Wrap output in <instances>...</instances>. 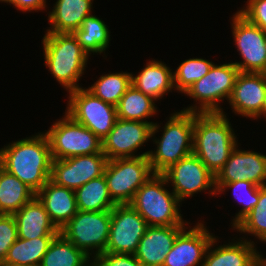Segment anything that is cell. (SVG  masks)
I'll return each instance as SVG.
<instances>
[{
    "label": "cell",
    "instance_id": "277c9868",
    "mask_svg": "<svg viewBox=\"0 0 266 266\" xmlns=\"http://www.w3.org/2000/svg\"><path fill=\"white\" fill-rule=\"evenodd\" d=\"M165 184L168 182L162 174H152L136 191L130 205L148 226H185L178 210L180 200L164 188Z\"/></svg>",
    "mask_w": 266,
    "mask_h": 266
},
{
    "label": "cell",
    "instance_id": "8fae6325",
    "mask_svg": "<svg viewBox=\"0 0 266 266\" xmlns=\"http://www.w3.org/2000/svg\"><path fill=\"white\" fill-rule=\"evenodd\" d=\"M158 128L159 124L153 122L117 118L112 130L102 139V152L108 160L148 156L149 151L138 156L134 153L158 132Z\"/></svg>",
    "mask_w": 266,
    "mask_h": 266
},
{
    "label": "cell",
    "instance_id": "ffe728a7",
    "mask_svg": "<svg viewBox=\"0 0 266 266\" xmlns=\"http://www.w3.org/2000/svg\"><path fill=\"white\" fill-rule=\"evenodd\" d=\"M51 221L60 230L77 213L75 191L55 184L50 179L36 193Z\"/></svg>",
    "mask_w": 266,
    "mask_h": 266
},
{
    "label": "cell",
    "instance_id": "2e32d148",
    "mask_svg": "<svg viewBox=\"0 0 266 266\" xmlns=\"http://www.w3.org/2000/svg\"><path fill=\"white\" fill-rule=\"evenodd\" d=\"M176 237L172 248L166 255L163 266H202L206 251L214 238L203 223L185 231Z\"/></svg>",
    "mask_w": 266,
    "mask_h": 266
},
{
    "label": "cell",
    "instance_id": "8d00e7d4",
    "mask_svg": "<svg viewBox=\"0 0 266 266\" xmlns=\"http://www.w3.org/2000/svg\"><path fill=\"white\" fill-rule=\"evenodd\" d=\"M99 266H143L132 254L101 253L94 259Z\"/></svg>",
    "mask_w": 266,
    "mask_h": 266
},
{
    "label": "cell",
    "instance_id": "74e56055",
    "mask_svg": "<svg viewBox=\"0 0 266 266\" xmlns=\"http://www.w3.org/2000/svg\"><path fill=\"white\" fill-rule=\"evenodd\" d=\"M2 2L13 4L18 10L36 11L46 7V0H0Z\"/></svg>",
    "mask_w": 266,
    "mask_h": 266
},
{
    "label": "cell",
    "instance_id": "f546056e",
    "mask_svg": "<svg viewBox=\"0 0 266 266\" xmlns=\"http://www.w3.org/2000/svg\"><path fill=\"white\" fill-rule=\"evenodd\" d=\"M73 34L88 55L101 54L109 46L110 33L107 25L92 14L83 20L81 27Z\"/></svg>",
    "mask_w": 266,
    "mask_h": 266
},
{
    "label": "cell",
    "instance_id": "e0dca14e",
    "mask_svg": "<svg viewBox=\"0 0 266 266\" xmlns=\"http://www.w3.org/2000/svg\"><path fill=\"white\" fill-rule=\"evenodd\" d=\"M215 175V183L247 180L257 186L266 185V155L237 149Z\"/></svg>",
    "mask_w": 266,
    "mask_h": 266
},
{
    "label": "cell",
    "instance_id": "5bb4252c",
    "mask_svg": "<svg viewBox=\"0 0 266 266\" xmlns=\"http://www.w3.org/2000/svg\"><path fill=\"white\" fill-rule=\"evenodd\" d=\"M233 16L234 41L244 60L234 64L240 72L266 73V32L251 24L239 12Z\"/></svg>",
    "mask_w": 266,
    "mask_h": 266
},
{
    "label": "cell",
    "instance_id": "ba28073f",
    "mask_svg": "<svg viewBox=\"0 0 266 266\" xmlns=\"http://www.w3.org/2000/svg\"><path fill=\"white\" fill-rule=\"evenodd\" d=\"M56 121L45 134L52 159L102 153V140L90 129L74 121L68 114Z\"/></svg>",
    "mask_w": 266,
    "mask_h": 266
},
{
    "label": "cell",
    "instance_id": "30bf717a",
    "mask_svg": "<svg viewBox=\"0 0 266 266\" xmlns=\"http://www.w3.org/2000/svg\"><path fill=\"white\" fill-rule=\"evenodd\" d=\"M67 106L65 113L101 140L109 134L117 120L116 106L95 97L87 88L70 91Z\"/></svg>",
    "mask_w": 266,
    "mask_h": 266
},
{
    "label": "cell",
    "instance_id": "603a6c76",
    "mask_svg": "<svg viewBox=\"0 0 266 266\" xmlns=\"http://www.w3.org/2000/svg\"><path fill=\"white\" fill-rule=\"evenodd\" d=\"M131 84L146 96L159 100L174 87L170 68L160 61H149L137 76H131Z\"/></svg>",
    "mask_w": 266,
    "mask_h": 266
},
{
    "label": "cell",
    "instance_id": "3957f363",
    "mask_svg": "<svg viewBox=\"0 0 266 266\" xmlns=\"http://www.w3.org/2000/svg\"><path fill=\"white\" fill-rule=\"evenodd\" d=\"M45 65L68 92L81 88L77 84L84 74L88 55L73 33L47 32L43 37Z\"/></svg>",
    "mask_w": 266,
    "mask_h": 266
},
{
    "label": "cell",
    "instance_id": "1f68e13d",
    "mask_svg": "<svg viewBox=\"0 0 266 266\" xmlns=\"http://www.w3.org/2000/svg\"><path fill=\"white\" fill-rule=\"evenodd\" d=\"M215 188L218 194L225 191L224 189H233L234 198L243 206L233 219V227H235L257 205V202L259 201L260 186L254 185L247 180L229 183H215Z\"/></svg>",
    "mask_w": 266,
    "mask_h": 266
},
{
    "label": "cell",
    "instance_id": "83f0119b",
    "mask_svg": "<svg viewBox=\"0 0 266 266\" xmlns=\"http://www.w3.org/2000/svg\"><path fill=\"white\" fill-rule=\"evenodd\" d=\"M89 260L90 257L59 233L49 244L39 266H85Z\"/></svg>",
    "mask_w": 266,
    "mask_h": 266
},
{
    "label": "cell",
    "instance_id": "5b68a950",
    "mask_svg": "<svg viewBox=\"0 0 266 266\" xmlns=\"http://www.w3.org/2000/svg\"><path fill=\"white\" fill-rule=\"evenodd\" d=\"M167 121L161 138L154 140L156 151L148 159L154 174H162L170 166L193 153L194 113L176 112Z\"/></svg>",
    "mask_w": 266,
    "mask_h": 266
},
{
    "label": "cell",
    "instance_id": "7a4b0ae2",
    "mask_svg": "<svg viewBox=\"0 0 266 266\" xmlns=\"http://www.w3.org/2000/svg\"><path fill=\"white\" fill-rule=\"evenodd\" d=\"M238 145L235 133L223 113H194L193 154L216 175Z\"/></svg>",
    "mask_w": 266,
    "mask_h": 266
},
{
    "label": "cell",
    "instance_id": "d4e9b609",
    "mask_svg": "<svg viewBox=\"0 0 266 266\" xmlns=\"http://www.w3.org/2000/svg\"><path fill=\"white\" fill-rule=\"evenodd\" d=\"M55 236H43L35 239H21L13 243L1 265L39 266L49 244Z\"/></svg>",
    "mask_w": 266,
    "mask_h": 266
},
{
    "label": "cell",
    "instance_id": "60d3db41",
    "mask_svg": "<svg viewBox=\"0 0 266 266\" xmlns=\"http://www.w3.org/2000/svg\"><path fill=\"white\" fill-rule=\"evenodd\" d=\"M85 266H99L98 263L93 259V262L91 261L90 264L88 263Z\"/></svg>",
    "mask_w": 266,
    "mask_h": 266
},
{
    "label": "cell",
    "instance_id": "6da1fadb",
    "mask_svg": "<svg viewBox=\"0 0 266 266\" xmlns=\"http://www.w3.org/2000/svg\"><path fill=\"white\" fill-rule=\"evenodd\" d=\"M0 166L37 193L50 179L52 156L45 133L0 149Z\"/></svg>",
    "mask_w": 266,
    "mask_h": 266
},
{
    "label": "cell",
    "instance_id": "52a82bcc",
    "mask_svg": "<svg viewBox=\"0 0 266 266\" xmlns=\"http://www.w3.org/2000/svg\"><path fill=\"white\" fill-rule=\"evenodd\" d=\"M154 174L148 156L108 160L104 176L116 205L130 204L136 191Z\"/></svg>",
    "mask_w": 266,
    "mask_h": 266
},
{
    "label": "cell",
    "instance_id": "4dcf8cb0",
    "mask_svg": "<svg viewBox=\"0 0 266 266\" xmlns=\"http://www.w3.org/2000/svg\"><path fill=\"white\" fill-rule=\"evenodd\" d=\"M132 73H110L99 79L87 90L104 102L117 105L128 87L131 85Z\"/></svg>",
    "mask_w": 266,
    "mask_h": 266
},
{
    "label": "cell",
    "instance_id": "7c38bea8",
    "mask_svg": "<svg viewBox=\"0 0 266 266\" xmlns=\"http://www.w3.org/2000/svg\"><path fill=\"white\" fill-rule=\"evenodd\" d=\"M162 175L168 183L172 182V192L180 202L187 197H192L194 193L209 190V188L211 195L217 194L215 175L193 153L170 166Z\"/></svg>",
    "mask_w": 266,
    "mask_h": 266
},
{
    "label": "cell",
    "instance_id": "f35d334b",
    "mask_svg": "<svg viewBox=\"0 0 266 266\" xmlns=\"http://www.w3.org/2000/svg\"><path fill=\"white\" fill-rule=\"evenodd\" d=\"M254 266H266V258H262V255H260L258 251H256L254 255Z\"/></svg>",
    "mask_w": 266,
    "mask_h": 266
},
{
    "label": "cell",
    "instance_id": "8992f818",
    "mask_svg": "<svg viewBox=\"0 0 266 266\" xmlns=\"http://www.w3.org/2000/svg\"><path fill=\"white\" fill-rule=\"evenodd\" d=\"M240 70L234 63L213 65L209 72L200 80H197L184 94L199 101L200 106H190L183 109L184 112L200 114L221 113L223 110L219 106V101L229 100L233 87Z\"/></svg>",
    "mask_w": 266,
    "mask_h": 266
},
{
    "label": "cell",
    "instance_id": "f1b7e54d",
    "mask_svg": "<svg viewBox=\"0 0 266 266\" xmlns=\"http://www.w3.org/2000/svg\"><path fill=\"white\" fill-rule=\"evenodd\" d=\"M154 101L131 84L116 105L117 118L148 122L157 111Z\"/></svg>",
    "mask_w": 266,
    "mask_h": 266
},
{
    "label": "cell",
    "instance_id": "ac0fdd59",
    "mask_svg": "<svg viewBox=\"0 0 266 266\" xmlns=\"http://www.w3.org/2000/svg\"><path fill=\"white\" fill-rule=\"evenodd\" d=\"M265 95L266 73L240 72L229 104L236 114L256 119L262 112Z\"/></svg>",
    "mask_w": 266,
    "mask_h": 266
},
{
    "label": "cell",
    "instance_id": "44dd1931",
    "mask_svg": "<svg viewBox=\"0 0 266 266\" xmlns=\"http://www.w3.org/2000/svg\"><path fill=\"white\" fill-rule=\"evenodd\" d=\"M13 215L17 223L18 237L21 239L57 236L60 233L37 196Z\"/></svg>",
    "mask_w": 266,
    "mask_h": 266
},
{
    "label": "cell",
    "instance_id": "ab89813d",
    "mask_svg": "<svg viewBox=\"0 0 266 266\" xmlns=\"http://www.w3.org/2000/svg\"><path fill=\"white\" fill-rule=\"evenodd\" d=\"M261 115L266 116V95H265V99H264V103H263V109L262 112L257 116V117H261Z\"/></svg>",
    "mask_w": 266,
    "mask_h": 266
},
{
    "label": "cell",
    "instance_id": "4316f807",
    "mask_svg": "<svg viewBox=\"0 0 266 266\" xmlns=\"http://www.w3.org/2000/svg\"><path fill=\"white\" fill-rule=\"evenodd\" d=\"M75 197L79 211H111L116 205L109 195L104 175L92 179L76 189Z\"/></svg>",
    "mask_w": 266,
    "mask_h": 266
},
{
    "label": "cell",
    "instance_id": "cb8c5ba5",
    "mask_svg": "<svg viewBox=\"0 0 266 266\" xmlns=\"http://www.w3.org/2000/svg\"><path fill=\"white\" fill-rule=\"evenodd\" d=\"M215 242L217 241L214 237L206 251L202 266H254L256 248L253 241H236L212 250Z\"/></svg>",
    "mask_w": 266,
    "mask_h": 266
},
{
    "label": "cell",
    "instance_id": "836d02e7",
    "mask_svg": "<svg viewBox=\"0 0 266 266\" xmlns=\"http://www.w3.org/2000/svg\"><path fill=\"white\" fill-rule=\"evenodd\" d=\"M239 232L253 234L266 242V185L259 188L257 205L234 227Z\"/></svg>",
    "mask_w": 266,
    "mask_h": 266
},
{
    "label": "cell",
    "instance_id": "9a60e30c",
    "mask_svg": "<svg viewBox=\"0 0 266 266\" xmlns=\"http://www.w3.org/2000/svg\"><path fill=\"white\" fill-rule=\"evenodd\" d=\"M108 159L102 153L52 159L50 180L57 185L76 190L92 179L104 175Z\"/></svg>",
    "mask_w": 266,
    "mask_h": 266
},
{
    "label": "cell",
    "instance_id": "d6a6232c",
    "mask_svg": "<svg viewBox=\"0 0 266 266\" xmlns=\"http://www.w3.org/2000/svg\"><path fill=\"white\" fill-rule=\"evenodd\" d=\"M213 63L203 58H190L183 61L175 72L174 87L181 93H185L197 80L205 76Z\"/></svg>",
    "mask_w": 266,
    "mask_h": 266
},
{
    "label": "cell",
    "instance_id": "4fadbf2b",
    "mask_svg": "<svg viewBox=\"0 0 266 266\" xmlns=\"http://www.w3.org/2000/svg\"><path fill=\"white\" fill-rule=\"evenodd\" d=\"M148 225L130 205H115L105 252L134 255Z\"/></svg>",
    "mask_w": 266,
    "mask_h": 266
},
{
    "label": "cell",
    "instance_id": "d590c367",
    "mask_svg": "<svg viewBox=\"0 0 266 266\" xmlns=\"http://www.w3.org/2000/svg\"><path fill=\"white\" fill-rule=\"evenodd\" d=\"M245 8L238 12L251 24L266 31V0H248Z\"/></svg>",
    "mask_w": 266,
    "mask_h": 266
},
{
    "label": "cell",
    "instance_id": "9c48e42d",
    "mask_svg": "<svg viewBox=\"0 0 266 266\" xmlns=\"http://www.w3.org/2000/svg\"><path fill=\"white\" fill-rule=\"evenodd\" d=\"M111 226V211H77L65 224L60 233L88 257L94 252V259L106 250ZM93 250V251H92Z\"/></svg>",
    "mask_w": 266,
    "mask_h": 266
},
{
    "label": "cell",
    "instance_id": "e575fe53",
    "mask_svg": "<svg viewBox=\"0 0 266 266\" xmlns=\"http://www.w3.org/2000/svg\"><path fill=\"white\" fill-rule=\"evenodd\" d=\"M17 238V223L14 215L0 214V264L4 262L9 248Z\"/></svg>",
    "mask_w": 266,
    "mask_h": 266
},
{
    "label": "cell",
    "instance_id": "d6986e66",
    "mask_svg": "<svg viewBox=\"0 0 266 266\" xmlns=\"http://www.w3.org/2000/svg\"><path fill=\"white\" fill-rule=\"evenodd\" d=\"M185 226H148L134 256L143 266H163L177 235Z\"/></svg>",
    "mask_w": 266,
    "mask_h": 266
},
{
    "label": "cell",
    "instance_id": "484cf974",
    "mask_svg": "<svg viewBox=\"0 0 266 266\" xmlns=\"http://www.w3.org/2000/svg\"><path fill=\"white\" fill-rule=\"evenodd\" d=\"M36 193L0 166V214H14Z\"/></svg>",
    "mask_w": 266,
    "mask_h": 266
},
{
    "label": "cell",
    "instance_id": "7402d4cb",
    "mask_svg": "<svg viewBox=\"0 0 266 266\" xmlns=\"http://www.w3.org/2000/svg\"><path fill=\"white\" fill-rule=\"evenodd\" d=\"M93 0H57L48 15L50 28L46 32L74 33L91 15Z\"/></svg>",
    "mask_w": 266,
    "mask_h": 266
}]
</instances>
